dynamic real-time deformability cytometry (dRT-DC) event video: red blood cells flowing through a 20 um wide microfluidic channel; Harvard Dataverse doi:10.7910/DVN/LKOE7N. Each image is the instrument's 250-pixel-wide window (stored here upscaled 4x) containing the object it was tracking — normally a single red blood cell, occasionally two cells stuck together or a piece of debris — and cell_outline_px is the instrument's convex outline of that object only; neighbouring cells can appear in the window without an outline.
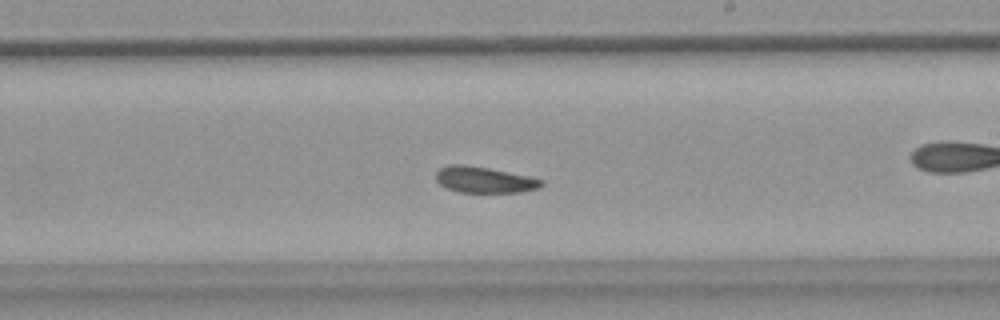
{"species": "common noctule bat (a hibernating species)", "species_latin": "Nyctalus noctula", "temperature_condition": "warm", "stored_images_in_passage": 55, "camera_frame_rate_fps": 3000, "um_per_image_px": 0.085, "animal": {"sex": "female", "body_mass_g": 18.4}, "frame": {"image": 1, "passage_image": 32, "time_ms": 10.333, "image_size_px": [1000, 320], "cell_outline_px": [[544, 184], [540, 188], [520, 192], [460, 192], [448, 188], [440, 184], [436, 180], [436, 172], [440, 168], [448, 164], [464, 164], [488, 168], [528, 176], [544, 180]], "centroid_in_image_um": [41.17, 15.27], "position_along_channel_um": 247.8, "area_um2": 16.01}, "authors_computed_cell_mechanics": {"area_um2": 16.9932, "velocity_mm_per_s": 3.7792, "shape_relaxation_time_tau1_ms": 6.7269, "shape_relaxation_time_tau2_ms": null, "deformation_change_tau1": 0.1164, "deformation_change_tau2": null}}